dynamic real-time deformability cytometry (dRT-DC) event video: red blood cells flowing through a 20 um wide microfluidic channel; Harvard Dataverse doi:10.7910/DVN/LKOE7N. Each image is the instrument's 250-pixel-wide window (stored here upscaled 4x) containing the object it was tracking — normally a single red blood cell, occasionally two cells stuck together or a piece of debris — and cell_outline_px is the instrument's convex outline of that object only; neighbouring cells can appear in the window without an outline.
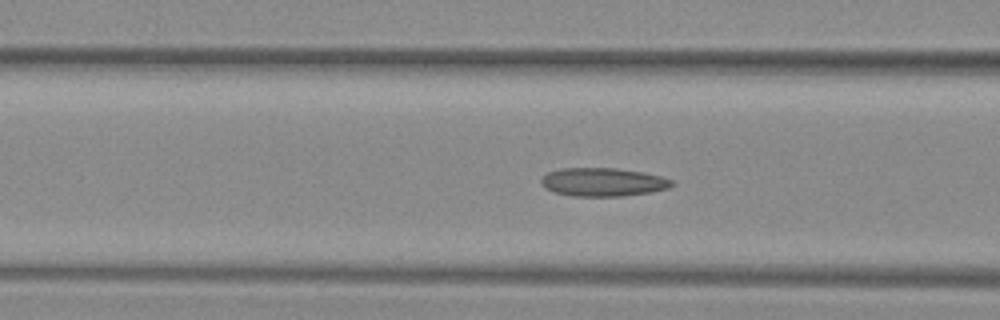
{"species": "common noctule bat (a hibernating species)", "species_latin": "Nyctalus noctula", "temperature_condition": "warm", "stored_images_in_passage": 38, "camera_frame_rate_fps": 3000, "um_per_image_px": 0.085, "animal": {"sex": "female", "body_mass_g": 29.2, "forearm_length_mm": 56.3}, "frame": {"image": 1, "passage_image": 7, "time_ms": 2.0, "image_size_px": [1000, 320], "cell_outline_px": [[676, 184], [672, 188], [652, 192], [624, 196], [572, 196], [556, 192], [544, 188], [540, 184], [540, 180], [548, 172], [564, 168], [616, 168], [644, 172], [660, 176], [672, 180]], "centroid_in_image_um": [51.3, 15.48], "position_along_channel_um": 115.3, "area_um2": 21.85}}
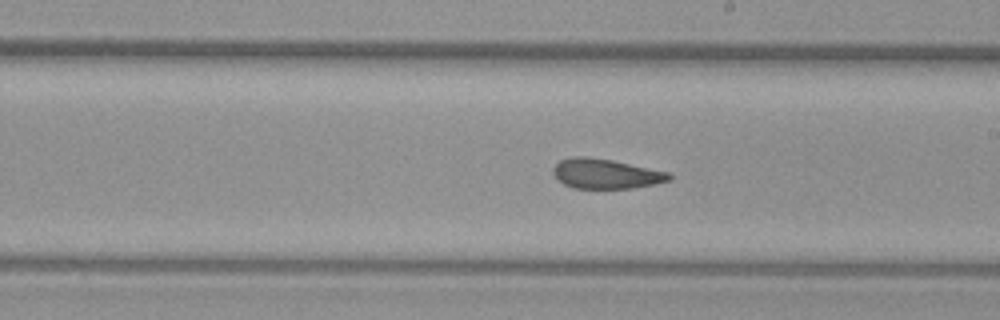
{"frame": {"image": 2, "passage_image": 16, "time_ms": 5.0, "image_size_px": [1000, 320], "cell_outline_px": [[672, 180], [656, 184], [632, 188], [572, 188], [556, 180], [552, 172], [552, 168], [560, 160], [572, 156], [588, 156], [612, 160], [668, 172], [672, 176]], "centroid_in_image_um": [51.46, 14.77], "position_along_channel_um": 237.5, "area_um2": 20.35}}
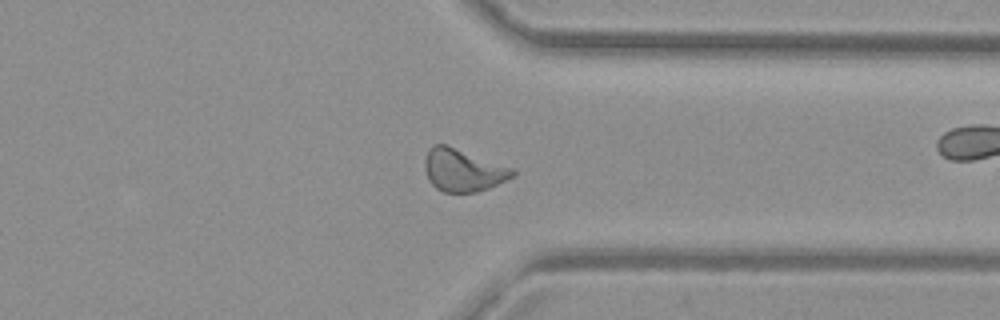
{"frame": {"image": 3, "passage_image": 26, "time_ms": 8.333, "image_size_px": [1000, 320], "cell_outline_px": [[516, 172], [508, 180], [488, 188], [476, 192], [444, 192], [436, 188], [428, 180], [424, 168], [424, 160], [428, 148], [432, 144], [444, 144], [516, 168]], "centroid_in_image_um": [39.36, 14.46], "position_along_channel_um": 372.0, "area_um2": 21.96}, "authors_computed_cell_mechanics": {"area_um2": 21.2704, "velocity_mm_per_s": 4.0704, "shape_relaxation_time_tau1_ms": 8.6795, "shape_relaxation_time_tau2_ms": 1.6338, "deformation_change_tau1": 0.2327, "deformation_change_tau2": 0.0931}}